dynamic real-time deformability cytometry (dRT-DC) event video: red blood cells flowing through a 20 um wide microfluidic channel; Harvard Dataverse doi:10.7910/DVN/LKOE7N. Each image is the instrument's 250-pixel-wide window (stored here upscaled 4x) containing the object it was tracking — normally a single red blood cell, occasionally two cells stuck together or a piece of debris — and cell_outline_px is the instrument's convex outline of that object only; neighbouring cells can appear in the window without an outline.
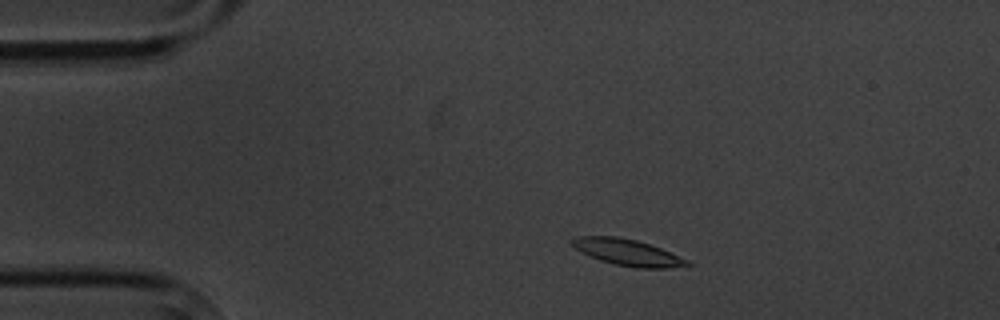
{"species": "common noctule bat (a hibernating species)", "species_latin": "Nyctalus noctula", "temperature_condition": "cold", "stored_images_in_passage": 4, "camera_frame_rate_fps": 3000, "um_per_image_px": 0.085, "animal": {"sex": "male", "body_mass_g": 20.1, "forearm_length_mm": 53.5}, "frame": {"image": 1, "passage_image": 2, "time_ms": 1.0, "image_size_px": [1000, 320], "cell_outline_px": [[692, 264], [668, 268], [640, 268], [616, 264], [600, 260], [576, 248], [568, 240], [576, 236], [616, 236], [636, 240], [660, 248], [688, 260]], "centroid_in_image_um": [53.33, 21.44], "position_along_channel_um": 31.7, "area_um2": 17.28}}
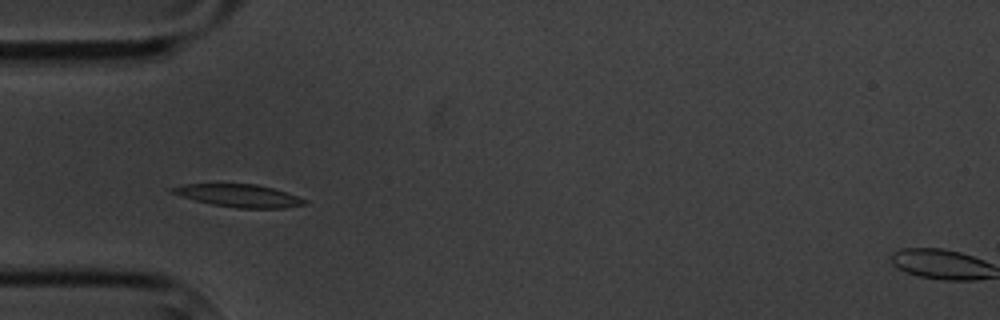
{"frame": {"image": 2, "passage_image": 4, "time_ms": 3.333, "image_size_px": [1000, 320], "cell_outline_px": [[308, 204], [284, 208], [236, 208], [212, 204], [180, 196], [172, 192], [168, 188], [180, 184], [256, 184], [272, 188], [308, 200]], "centroid_in_image_um": [20.29, 16.63], "position_along_channel_um": 64.7, "area_um2": 17.4}}